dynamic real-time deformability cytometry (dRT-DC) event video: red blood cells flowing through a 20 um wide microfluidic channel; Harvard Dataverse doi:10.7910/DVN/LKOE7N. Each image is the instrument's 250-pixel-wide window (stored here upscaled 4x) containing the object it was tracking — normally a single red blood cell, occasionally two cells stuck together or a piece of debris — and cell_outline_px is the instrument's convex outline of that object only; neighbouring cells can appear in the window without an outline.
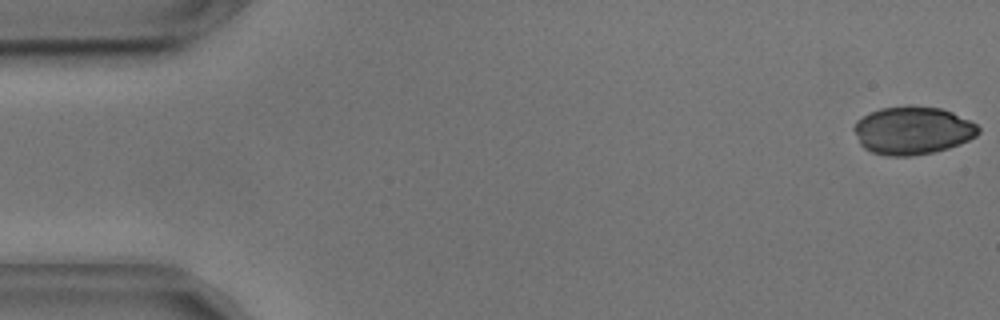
{"species": "common noctule bat (a hibernating species)", "species_latin": "Nyctalus noctula", "temperature_condition": "cold", "stored_images_in_passage": 54, "camera_frame_rate_fps": 3000, "um_per_image_px": 0.085, "animal": {"sex": "male", "body_mass_g": 17.9, "forearm_length_mm": 54.2}, "frame": {"image": 1, "passage_image": 1, "time_ms": 0.0, "image_size_px": [1000, 320], "cell_outline_px": [[980, 132], [976, 136], [960, 144], [948, 148], [932, 152], [912, 156], [888, 156], [872, 152], [864, 148], [860, 144], [852, 128], [856, 120], [868, 112], [880, 108], [908, 104], [940, 108], [952, 112], [976, 124], [980, 128]], "centroid_in_image_um": [77.53, 11.07], "position_along_channel_um": 7.5, "area_um2": 35.14}}
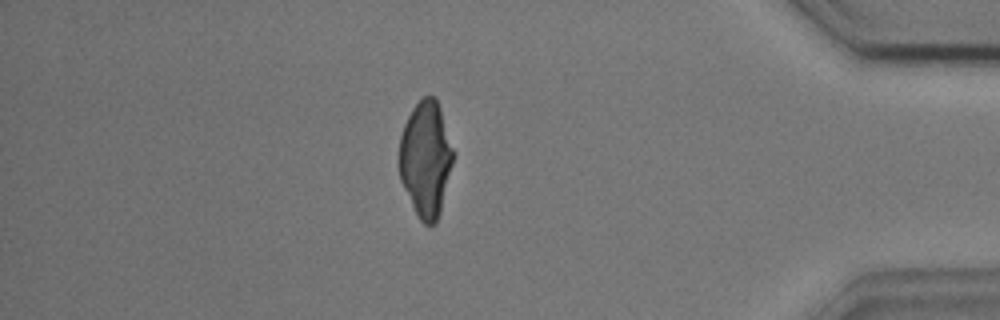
{"frame": {"image": 2, "passage_image": 47, "time_ms": 15.333, "image_size_px": [1000, 320], "cell_outline_px": [[456, 152], [440, 212], [436, 224], [424, 224], [420, 220], [400, 180], [400, 136], [404, 124], [412, 108], [424, 96], [436, 96]], "centroid_in_image_um": [36.23, 13.48], "position_along_channel_um": 399.0, "area_um2": 36.53}}